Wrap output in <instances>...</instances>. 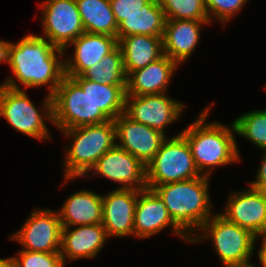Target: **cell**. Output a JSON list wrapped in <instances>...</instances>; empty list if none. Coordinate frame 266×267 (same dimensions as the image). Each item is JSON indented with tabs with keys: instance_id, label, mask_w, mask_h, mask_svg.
I'll list each match as a JSON object with an SVG mask.
<instances>
[{
	"instance_id": "15",
	"label": "cell",
	"mask_w": 266,
	"mask_h": 267,
	"mask_svg": "<svg viewBox=\"0 0 266 267\" xmlns=\"http://www.w3.org/2000/svg\"><path fill=\"white\" fill-rule=\"evenodd\" d=\"M139 190L116 188L102 195V225L108 238L134 236V213Z\"/></svg>"
},
{
	"instance_id": "23",
	"label": "cell",
	"mask_w": 266,
	"mask_h": 267,
	"mask_svg": "<svg viewBox=\"0 0 266 267\" xmlns=\"http://www.w3.org/2000/svg\"><path fill=\"white\" fill-rule=\"evenodd\" d=\"M72 78L83 91H87L94 105L101 110L110 120H115L125 111L126 85H102L83 78Z\"/></svg>"
},
{
	"instance_id": "2",
	"label": "cell",
	"mask_w": 266,
	"mask_h": 267,
	"mask_svg": "<svg viewBox=\"0 0 266 267\" xmlns=\"http://www.w3.org/2000/svg\"><path fill=\"white\" fill-rule=\"evenodd\" d=\"M210 109V106L205 108L194 122L180 132L189 144L199 173L208 177L214 168L239 162L241 158L233 122L230 128L215 121L206 123Z\"/></svg>"
},
{
	"instance_id": "26",
	"label": "cell",
	"mask_w": 266,
	"mask_h": 267,
	"mask_svg": "<svg viewBox=\"0 0 266 267\" xmlns=\"http://www.w3.org/2000/svg\"><path fill=\"white\" fill-rule=\"evenodd\" d=\"M81 76L102 85H126V74L119 45Z\"/></svg>"
},
{
	"instance_id": "19",
	"label": "cell",
	"mask_w": 266,
	"mask_h": 267,
	"mask_svg": "<svg viewBox=\"0 0 266 267\" xmlns=\"http://www.w3.org/2000/svg\"><path fill=\"white\" fill-rule=\"evenodd\" d=\"M107 234L102 223L81 225L71 230L62 227L60 254L64 264L66 259L74 261L95 258L107 241Z\"/></svg>"
},
{
	"instance_id": "10",
	"label": "cell",
	"mask_w": 266,
	"mask_h": 267,
	"mask_svg": "<svg viewBox=\"0 0 266 267\" xmlns=\"http://www.w3.org/2000/svg\"><path fill=\"white\" fill-rule=\"evenodd\" d=\"M61 221L57 211L35 208L24 225L8 240H16L22 250L60 252Z\"/></svg>"
},
{
	"instance_id": "14",
	"label": "cell",
	"mask_w": 266,
	"mask_h": 267,
	"mask_svg": "<svg viewBox=\"0 0 266 267\" xmlns=\"http://www.w3.org/2000/svg\"><path fill=\"white\" fill-rule=\"evenodd\" d=\"M167 227L190 243V238L173 222L162 198L153 189L139 190L134 213V236L140 239L149 238Z\"/></svg>"
},
{
	"instance_id": "21",
	"label": "cell",
	"mask_w": 266,
	"mask_h": 267,
	"mask_svg": "<svg viewBox=\"0 0 266 267\" xmlns=\"http://www.w3.org/2000/svg\"><path fill=\"white\" fill-rule=\"evenodd\" d=\"M58 212L61 226H81L102 223V195L81 190L71 194Z\"/></svg>"
},
{
	"instance_id": "30",
	"label": "cell",
	"mask_w": 266,
	"mask_h": 267,
	"mask_svg": "<svg viewBox=\"0 0 266 267\" xmlns=\"http://www.w3.org/2000/svg\"><path fill=\"white\" fill-rule=\"evenodd\" d=\"M248 0H205L208 18H216L225 26L236 13L240 12ZM214 16V17H213Z\"/></svg>"
},
{
	"instance_id": "34",
	"label": "cell",
	"mask_w": 266,
	"mask_h": 267,
	"mask_svg": "<svg viewBox=\"0 0 266 267\" xmlns=\"http://www.w3.org/2000/svg\"><path fill=\"white\" fill-rule=\"evenodd\" d=\"M11 42L0 40V63H8L9 46Z\"/></svg>"
},
{
	"instance_id": "31",
	"label": "cell",
	"mask_w": 266,
	"mask_h": 267,
	"mask_svg": "<svg viewBox=\"0 0 266 267\" xmlns=\"http://www.w3.org/2000/svg\"><path fill=\"white\" fill-rule=\"evenodd\" d=\"M151 0H110L111 8L117 24L126 17L137 14Z\"/></svg>"
},
{
	"instance_id": "37",
	"label": "cell",
	"mask_w": 266,
	"mask_h": 267,
	"mask_svg": "<svg viewBox=\"0 0 266 267\" xmlns=\"http://www.w3.org/2000/svg\"><path fill=\"white\" fill-rule=\"evenodd\" d=\"M243 267H258V266H256V265L253 263V264H251V265L243 266Z\"/></svg>"
},
{
	"instance_id": "17",
	"label": "cell",
	"mask_w": 266,
	"mask_h": 267,
	"mask_svg": "<svg viewBox=\"0 0 266 267\" xmlns=\"http://www.w3.org/2000/svg\"><path fill=\"white\" fill-rule=\"evenodd\" d=\"M71 45L74 46L73 55L64 58L67 77L81 76L90 67L99 63L118 45V40L113 36L84 32L64 51Z\"/></svg>"
},
{
	"instance_id": "22",
	"label": "cell",
	"mask_w": 266,
	"mask_h": 267,
	"mask_svg": "<svg viewBox=\"0 0 266 267\" xmlns=\"http://www.w3.org/2000/svg\"><path fill=\"white\" fill-rule=\"evenodd\" d=\"M118 45L122 52L126 76L132 71L145 68L164 55L162 36H125L118 41Z\"/></svg>"
},
{
	"instance_id": "1",
	"label": "cell",
	"mask_w": 266,
	"mask_h": 267,
	"mask_svg": "<svg viewBox=\"0 0 266 267\" xmlns=\"http://www.w3.org/2000/svg\"><path fill=\"white\" fill-rule=\"evenodd\" d=\"M65 55L64 49L48 39L27 34L18 43L11 42L8 65L14 78L24 85L23 90L44 85L52 96L65 77Z\"/></svg>"
},
{
	"instance_id": "35",
	"label": "cell",
	"mask_w": 266,
	"mask_h": 267,
	"mask_svg": "<svg viewBox=\"0 0 266 267\" xmlns=\"http://www.w3.org/2000/svg\"><path fill=\"white\" fill-rule=\"evenodd\" d=\"M0 267H15L13 258H0Z\"/></svg>"
},
{
	"instance_id": "18",
	"label": "cell",
	"mask_w": 266,
	"mask_h": 267,
	"mask_svg": "<svg viewBox=\"0 0 266 267\" xmlns=\"http://www.w3.org/2000/svg\"><path fill=\"white\" fill-rule=\"evenodd\" d=\"M179 64L163 55L145 68L126 76V96H142L166 93L170 80Z\"/></svg>"
},
{
	"instance_id": "7",
	"label": "cell",
	"mask_w": 266,
	"mask_h": 267,
	"mask_svg": "<svg viewBox=\"0 0 266 267\" xmlns=\"http://www.w3.org/2000/svg\"><path fill=\"white\" fill-rule=\"evenodd\" d=\"M52 123L58 130L102 124L110 119L93 103L87 91L65 76L52 95Z\"/></svg>"
},
{
	"instance_id": "28",
	"label": "cell",
	"mask_w": 266,
	"mask_h": 267,
	"mask_svg": "<svg viewBox=\"0 0 266 267\" xmlns=\"http://www.w3.org/2000/svg\"><path fill=\"white\" fill-rule=\"evenodd\" d=\"M166 20H209L205 0H162Z\"/></svg>"
},
{
	"instance_id": "8",
	"label": "cell",
	"mask_w": 266,
	"mask_h": 267,
	"mask_svg": "<svg viewBox=\"0 0 266 267\" xmlns=\"http://www.w3.org/2000/svg\"><path fill=\"white\" fill-rule=\"evenodd\" d=\"M147 188L202 176L187 140L179 133L166 138L154 158L145 166Z\"/></svg>"
},
{
	"instance_id": "27",
	"label": "cell",
	"mask_w": 266,
	"mask_h": 267,
	"mask_svg": "<svg viewBox=\"0 0 266 267\" xmlns=\"http://www.w3.org/2000/svg\"><path fill=\"white\" fill-rule=\"evenodd\" d=\"M236 134L266 150V109L253 110L237 117L233 121Z\"/></svg>"
},
{
	"instance_id": "9",
	"label": "cell",
	"mask_w": 266,
	"mask_h": 267,
	"mask_svg": "<svg viewBox=\"0 0 266 267\" xmlns=\"http://www.w3.org/2000/svg\"><path fill=\"white\" fill-rule=\"evenodd\" d=\"M39 6L44 33L40 37L58 48L65 49L85 32L75 0H45Z\"/></svg>"
},
{
	"instance_id": "20",
	"label": "cell",
	"mask_w": 266,
	"mask_h": 267,
	"mask_svg": "<svg viewBox=\"0 0 266 267\" xmlns=\"http://www.w3.org/2000/svg\"><path fill=\"white\" fill-rule=\"evenodd\" d=\"M209 20H166L162 36L163 53L179 65L187 61L200 40V30Z\"/></svg>"
},
{
	"instance_id": "3",
	"label": "cell",
	"mask_w": 266,
	"mask_h": 267,
	"mask_svg": "<svg viewBox=\"0 0 266 267\" xmlns=\"http://www.w3.org/2000/svg\"><path fill=\"white\" fill-rule=\"evenodd\" d=\"M209 179L210 177L202 175L193 179L156 185L153 188L164 201L175 225L190 240L213 216Z\"/></svg>"
},
{
	"instance_id": "38",
	"label": "cell",
	"mask_w": 266,
	"mask_h": 267,
	"mask_svg": "<svg viewBox=\"0 0 266 267\" xmlns=\"http://www.w3.org/2000/svg\"><path fill=\"white\" fill-rule=\"evenodd\" d=\"M153 1H155L156 3H161L162 2V0H153Z\"/></svg>"
},
{
	"instance_id": "5",
	"label": "cell",
	"mask_w": 266,
	"mask_h": 267,
	"mask_svg": "<svg viewBox=\"0 0 266 267\" xmlns=\"http://www.w3.org/2000/svg\"><path fill=\"white\" fill-rule=\"evenodd\" d=\"M39 111L13 77L0 85V117L15 130L36 140L51 139L45 119H53L52 96L46 95Z\"/></svg>"
},
{
	"instance_id": "36",
	"label": "cell",
	"mask_w": 266,
	"mask_h": 267,
	"mask_svg": "<svg viewBox=\"0 0 266 267\" xmlns=\"http://www.w3.org/2000/svg\"><path fill=\"white\" fill-rule=\"evenodd\" d=\"M257 190L261 193L264 202L266 203V185H261Z\"/></svg>"
},
{
	"instance_id": "24",
	"label": "cell",
	"mask_w": 266,
	"mask_h": 267,
	"mask_svg": "<svg viewBox=\"0 0 266 267\" xmlns=\"http://www.w3.org/2000/svg\"><path fill=\"white\" fill-rule=\"evenodd\" d=\"M165 15L159 3L151 0L140 12L126 17L117 30V40L130 35L163 36Z\"/></svg>"
},
{
	"instance_id": "4",
	"label": "cell",
	"mask_w": 266,
	"mask_h": 267,
	"mask_svg": "<svg viewBox=\"0 0 266 267\" xmlns=\"http://www.w3.org/2000/svg\"><path fill=\"white\" fill-rule=\"evenodd\" d=\"M71 138L64 158V182L88 176L98 159L116 145L114 120L102 124L86 125L61 131Z\"/></svg>"
},
{
	"instance_id": "32",
	"label": "cell",
	"mask_w": 266,
	"mask_h": 267,
	"mask_svg": "<svg viewBox=\"0 0 266 267\" xmlns=\"http://www.w3.org/2000/svg\"><path fill=\"white\" fill-rule=\"evenodd\" d=\"M256 173L255 180L250 181L248 186L258 189L261 185H266V150L263 152L262 162Z\"/></svg>"
},
{
	"instance_id": "33",
	"label": "cell",
	"mask_w": 266,
	"mask_h": 267,
	"mask_svg": "<svg viewBox=\"0 0 266 267\" xmlns=\"http://www.w3.org/2000/svg\"><path fill=\"white\" fill-rule=\"evenodd\" d=\"M261 237V247L258 250V260L262 267H266V234L256 236V241Z\"/></svg>"
},
{
	"instance_id": "11",
	"label": "cell",
	"mask_w": 266,
	"mask_h": 267,
	"mask_svg": "<svg viewBox=\"0 0 266 267\" xmlns=\"http://www.w3.org/2000/svg\"><path fill=\"white\" fill-rule=\"evenodd\" d=\"M184 106L167 93L126 96L124 113L132 120L166 135L165 129L181 117Z\"/></svg>"
},
{
	"instance_id": "12",
	"label": "cell",
	"mask_w": 266,
	"mask_h": 267,
	"mask_svg": "<svg viewBox=\"0 0 266 267\" xmlns=\"http://www.w3.org/2000/svg\"><path fill=\"white\" fill-rule=\"evenodd\" d=\"M90 171L121 184L118 188H147L145 165L118 145L105 152Z\"/></svg>"
},
{
	"instance_id": "16",
	"label": "cell",
	"mask_w": 266,
	"mask_h": 267,
	"mask_svg": "<svg viewBox=\"0 0 266 267\" xmlns=\"http://www.w3.org/2000/svg\"><path fill=\"white\" fill-rule=\"evenodd\" d=\"M233 193L229 195L224 212L220 214L255 236L266 234V203L261 193L251 186Z\"/></svg>"
},
{
	"instance_id": "25",
	"label": "cell",
	"mask_w": 266,
	"mask_h": 267,
	"mask_svg": "<svg viewBox=\"0 0 266 267\" xmlns=\"http://www.w3.org/2000/svg\"><path fill=\"white\" fill-rule=\"evenodd\" d=\"M85 32L117 37L110 0H75Z\"/></svg>"
},
{
	"instance_id": "29",
	"label": "cell",
	"mask_w": 266,
	"mask_h": 267,
	"mask_svg": "<svg viewBox=\"0 0 266 267\" xmlns=\"http://www.w3.org/2000/svg\"><path fill=\"white\" fill-rule=\"evenodd\" d=\"M14 257L15 267H65L60 252H34L20 250Z\"/></svg>"
},
{
	"instance_id": "13",
	"label": "cell",
	"mask_w": 266,
	"mask_h": 267,
	"mask_svg": "<svg viewBox=\"0 0 266 267\" xmlns=\"http://www.w3.org/2000/svg\"><path fill=\"white\" fill-rule=\"evenodd\" d=\"M116 143L145 166L159 151L162 142L167 138L161 131L153 129L129 118L125 113L114 120Z\"/></svg>"
},
{
	"instance_id": "6",
	"label": "cell",
	"mask_w": 266,
	"mask_h": 267,
	"mask_svg": "<svg viewBox=\"0 0 266 267\" xmlns=\"http://www.w3.org/2000/svg\"><path fill=\"white\" fill-rule=\"evenodd\" d=\"M192 237L190 243L211 239L214 249L224 267H243L253 264L256 236L248 229L229 222L220 213L213 214Z\"/></svg>"
}]
</instances>
